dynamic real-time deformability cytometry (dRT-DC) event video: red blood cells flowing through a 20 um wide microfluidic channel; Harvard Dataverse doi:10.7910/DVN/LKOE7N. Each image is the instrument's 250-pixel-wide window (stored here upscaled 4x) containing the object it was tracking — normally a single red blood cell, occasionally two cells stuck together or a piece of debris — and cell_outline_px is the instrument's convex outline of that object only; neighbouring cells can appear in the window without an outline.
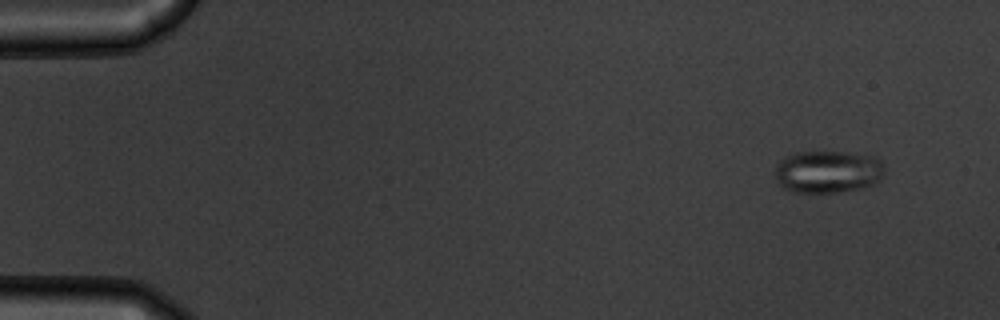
{"species": "common noctule bat (a hibernating species)", "species_latin": "Nyctalus noctula", "temperature_condition": "warm", "stored_images_in_passage": 40, "camera_frame_rate_fps": 3000, "um_per_image_px": 0.085, "animal": {"sex": "male", "body_mass_g": 19.5, "forearm_length_mm": 54.6}, "frame": {"image": 1, "passage_image": 2, "time_ms": 0.333, "image_size_px": [1000, 320], "cell_outline_px": [[884, 172], [880, 180], [872, 184], [860, 188], [836, 192], [792, 192], [784, 188], [776, 180], [776, 164], [784, 156], [796, 152], [848, 152], [872, 156], [880, 160], [884, 168]], "centroid_in_image_um": [70.35, 14.58], "position_along_channel_um": 14.7, "area_um2": 27.05}}
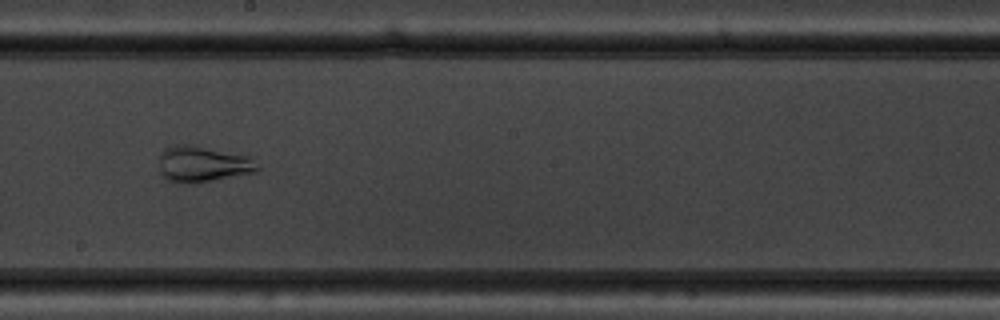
{"frame": {"image": 2, "passage_image": 29, "time_ms": 9.333, "image_size_px": [1000, 320], "cell_outline_px": [[260, 168], [256, 172], [196, 184], [180, 184], [168, 180], [160, 172], [160, 152], [164, 148], [176, 144], [192, 144], [248, 156]], "centroid_in_image_um": [17.2, 13.96], "position_along_channel_um": 231.0, "area_um2": 20.92}}
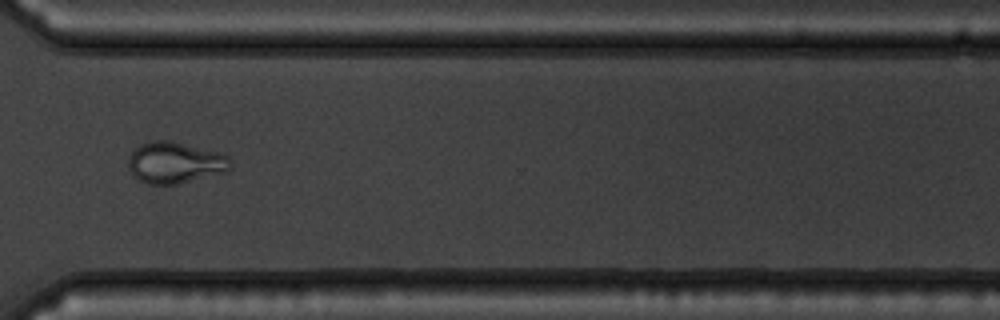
{"frame": {"image": 3, "passage_image": 39, "time_ms": 12.667, "image_size_px": [1000, 320], "cell_outline_px": [[232, 168], [224, 172], [176, 184], [148, 184], [140, 180], [128, 168], [128, 160], [132, 152], [140, 144], [156, 140], [168, 140], [220, 152], [228, 156]], "centroid_in_image_um": [14.88, 13.81], "position_along_channel_um": 355.7, "area_um2": 24.33}}